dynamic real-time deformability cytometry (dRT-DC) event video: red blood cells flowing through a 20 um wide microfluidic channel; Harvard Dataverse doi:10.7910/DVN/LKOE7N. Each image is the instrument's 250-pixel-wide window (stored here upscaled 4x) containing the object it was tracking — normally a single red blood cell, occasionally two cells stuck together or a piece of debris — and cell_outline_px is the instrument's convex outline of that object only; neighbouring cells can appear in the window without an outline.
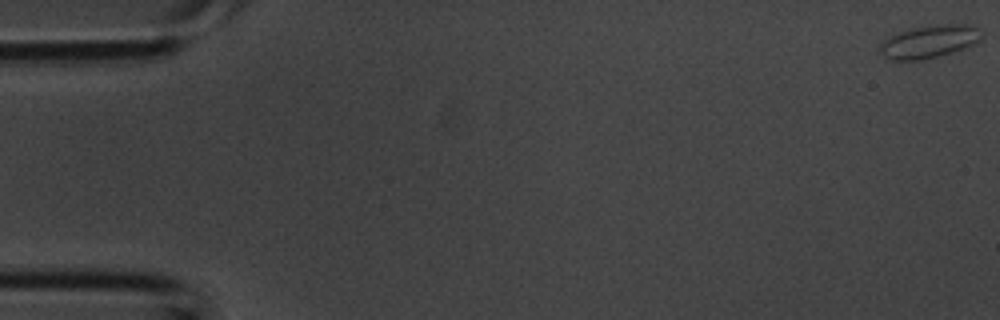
{"species": "common noctule bat (a hibernating species)", "species_latin": "Nyctalus noctula", "temperature_condition": "room temperature", "stored_images_in_passage": 3, "camera_frame_rate_fps": 3000, "um_per_image_px": 0.085, "animal": {"sex": "male", "body_mass_g": 20.1, "forearm_length_mm": 53.5}, "frame": {"image": 1, "passage_image": 1, "time_ms": 0.0, "image_size_px": [1000, 320], "cell_outline_px": [[980, 36], [972, 44], [964, 48], [936, 56], [920, 60], [892, 60], [884, 56], [880, 52], [880, 44], [884, 40], [900, 32], [912, 28], [936, 24], [968, 24], [980, 28]], "centroid_in_image_um": [78.96, 3.52], "position_along_channel_um": 6.0, "area_um2": 18.96}}